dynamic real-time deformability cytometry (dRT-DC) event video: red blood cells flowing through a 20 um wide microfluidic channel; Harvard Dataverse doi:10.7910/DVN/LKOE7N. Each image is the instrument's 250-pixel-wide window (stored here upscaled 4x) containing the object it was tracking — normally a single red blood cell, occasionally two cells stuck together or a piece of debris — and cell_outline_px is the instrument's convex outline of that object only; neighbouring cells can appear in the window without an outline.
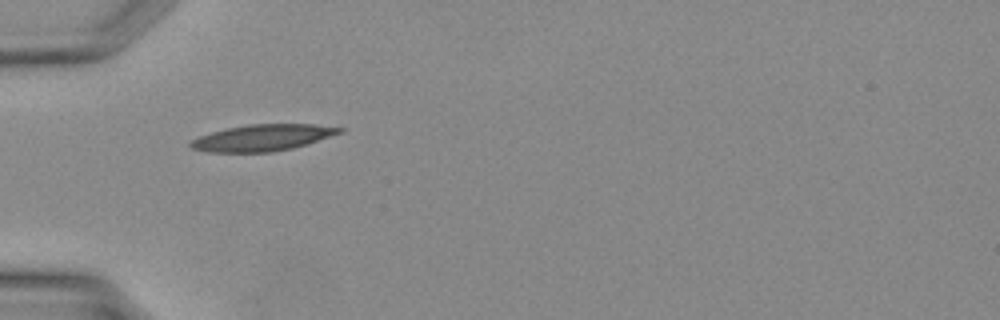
{"species": "Egyptian fruit bat (a non-hibernating species)", "species_latin": "Rousettus aegyptiacus", "temperature_condition": "warm", "stored_images_in_passage": 21, "camera_frame_rate_fps": 3000, "um_per_image_px": 0.085, "animal": {"sex": "female"}, "frame": {"image": 1, "passage_image": 1, "time_ms": 0.0, "image_size_px": [1000, 320], "cell_outline_px": [[344, 132], [292, 148], [272, 152], [208, 152], [192, 148], [188, 144], [192, 140], [200, 136], [212, 132], [228, 128], [248, 124], [312, 124], [344, 128]], "centroid_in_image_um": [22.32, 11.7], "position_along_channel_um": 62.7, "area_um2": 22.72}}
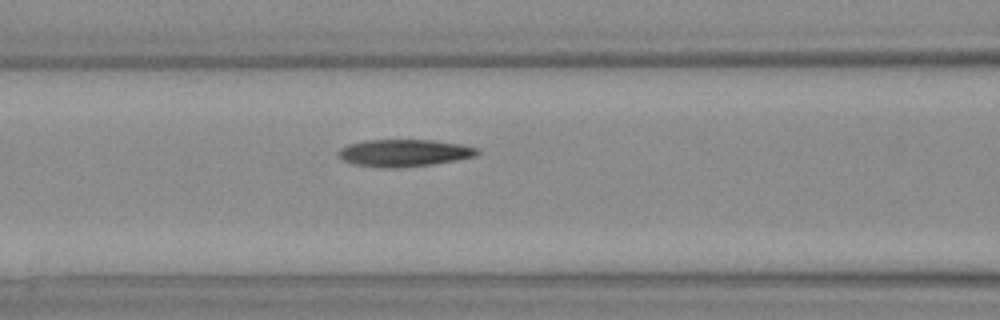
{"frame": {"image": 2, "passage_image": 5, "time_ms": 1.333, "image_size_px": [1000, 320], "cell_outline_px": [[480, 152], [476, 156], [456, 160], [432, 164], [396, 168], [380, 168], [352, 164], [344, 160], [336, 152], [340, 148], [348, 144], [368, 140], [432, 140], [460, 144], [480, 148]], "centroid_in_image_um": [34.35, 13.0], "position_along_channel_um": 132.2, "area_um2": 22.08}}
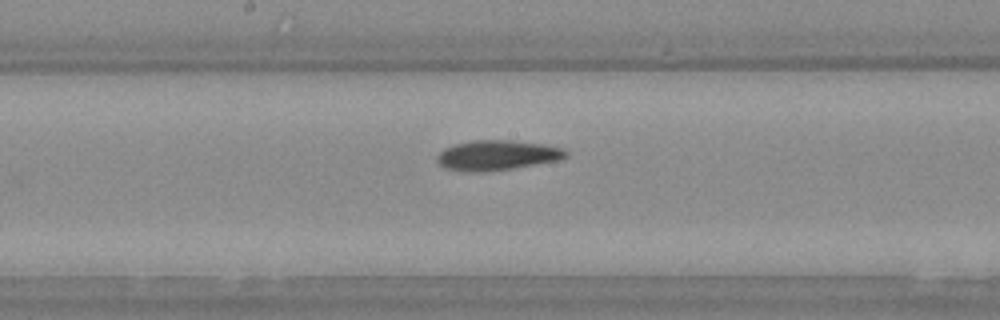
{"frame": {"image": 3, "passage_image": 9, "time_ms": 2.667, "image_size_px": [1000, 320], "cell_outline_px": [[568, 156], [560, 160], [512, 168], [480, 172], [468, 172], [448, 168], [440, 164], [436, 160], [436, 156], [444, 148], [456, 144], [472, 140], [512, 140], [544, 144], [560, 148], [568, 152]], "centroid_in_image_um": [42.26, 13.19], "position_along_channel_um": 205.9, "area_um2": 22.37}}